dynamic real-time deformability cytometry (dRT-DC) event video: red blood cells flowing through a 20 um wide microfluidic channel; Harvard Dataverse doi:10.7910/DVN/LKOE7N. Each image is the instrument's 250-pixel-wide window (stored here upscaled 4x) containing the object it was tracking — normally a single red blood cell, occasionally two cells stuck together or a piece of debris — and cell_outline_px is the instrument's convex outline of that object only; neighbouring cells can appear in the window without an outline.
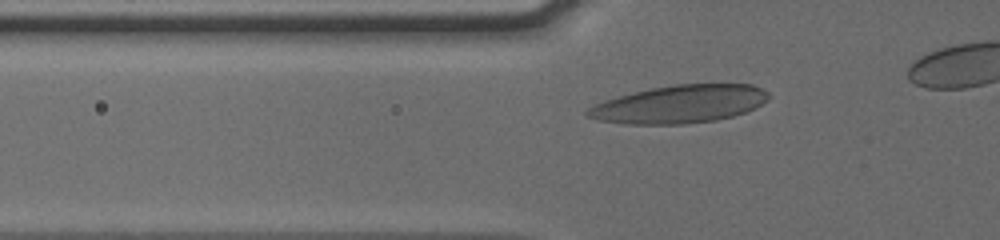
{"species": "human", "species_latin": "Homo sapiens", "temperature_condition": "cold", "stored_images_in_passage": 36, "camera_frame_rate_fps": 3000, "um_per_image_px": 0.085, "donor": {"sex": "male"}, "frame": {"image": 1, "passage_image": 6, "time_ms": 1.667, "image_size_px": [1000, 240], "cell_outline_px": [[772, 96], [768, 100], [756, 108], [732, 116], [716, 120], [684, 124], [628, 124], [600, 120], [588, 116], [584, 112], [592, 104], [604, 100], [652, 88], [676, 84], [752, 84], [768, 92]], "centroid_in_image_um": [57.8, 8.85], "position_along_channel_um": 68.0, "area_um2": 39.88}}
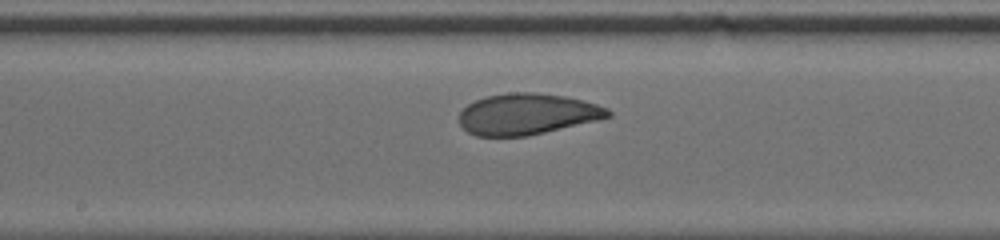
{"frame": {"image": 2, "passage_image": 17, "time_ms": 5.333, "image_size_px": [1000, 240], "cell_outline_px": [[612, 116], [596, 120], [544, 132], [524, 136], [476, 136], [468, 132], [460, 124], [460, 112], [468, 104], [476, 100], [488, 96], [508, 92], [536, 92], [564, 96], [596, 104], [608, 108], [612, 112]], "centroid_in_image_um": [44.8, 9.69], "position_along_channel_um": 203.4, "area_um2": 35.32}}
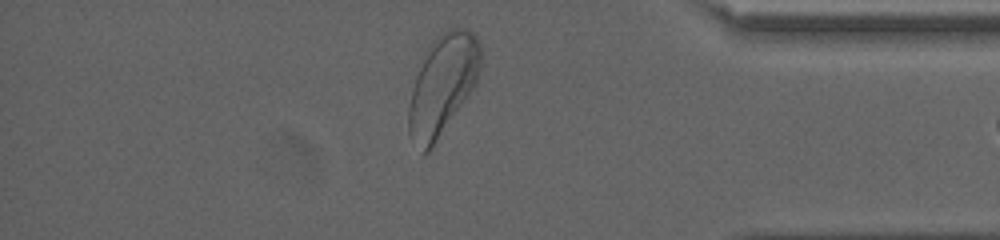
{"frame": {"image": 3, "passage_image": 34, "time_ms": 11.0, "image_size_px": [1000, 240], "cell_outline_px": [[480, 64], [476, 84], [428, 152], [424, 152], [408, 132], [408, 108], [412, 88], [416, 76], [428, 48], [432, 40], [436, 36], [448, 28], [468, 28], [476, 36], [480, 44]], "centroid_in_image_um": [37.63, 7.14], "position_along_channel_um": 397.6, "area_um2": 41.1}}